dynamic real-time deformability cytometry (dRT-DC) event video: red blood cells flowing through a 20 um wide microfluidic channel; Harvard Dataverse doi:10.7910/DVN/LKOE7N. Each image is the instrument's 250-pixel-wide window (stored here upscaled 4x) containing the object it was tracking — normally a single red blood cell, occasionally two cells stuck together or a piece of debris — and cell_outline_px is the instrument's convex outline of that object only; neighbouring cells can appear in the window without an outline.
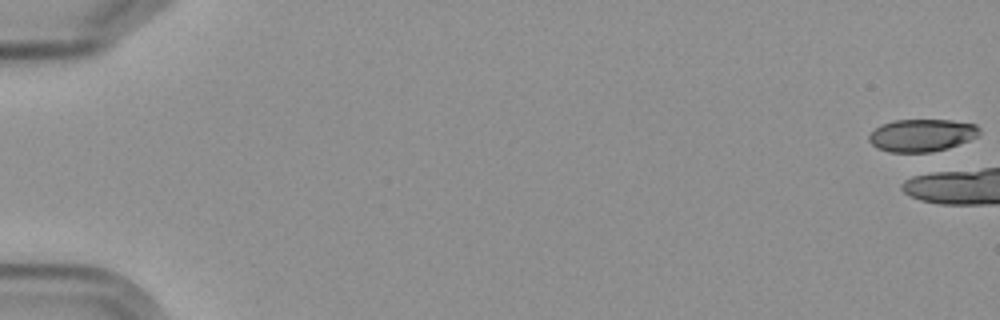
{"species": "Egyptian fruit bat (a non-hibernating species)", "species_latin": "Rousettus aegyptiacus", "temperature_condition": "cold", "stored_images_in_passage": 8, "camera_frame_rate_fps": 3000, "um_per_image_px": 0.085, "frame": {"image": 1, "passage_image": 1, "time_ms": 0.0, "image_size_px": [1000, 320], "cell_outline_px": [[980, 132], [976, 136], [968, 140], [948, 148], [932, 152], [888, 152], [876, 148], [868, 140], [868, 136], [876, 128], [884, 124], [896, 120], [948, 120], [976, 124], [980, 128]], "centroid_in_image_um": [78.34, 11.5], "position_along_channel_um": 6.7, "area_um2": 20.75}}
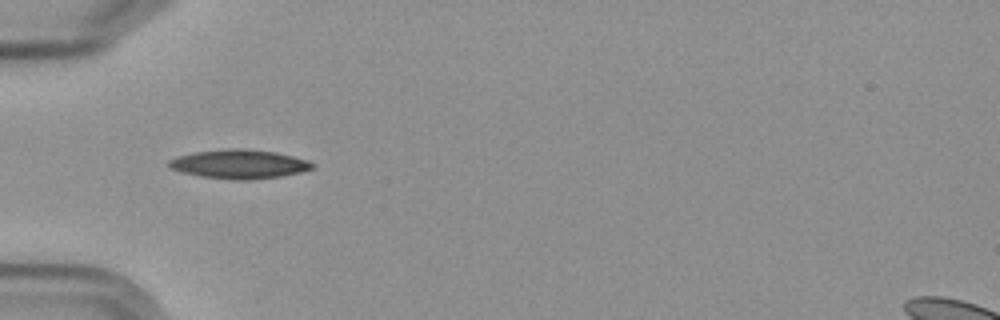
{"frame": {"image": 2, "passage_image": 7, "time_ms": 8.0, "image_size_px": [1000, 320], "cell_outline_px": [[316, 164], [312, 168], [300, 172], [280, 176], [248, 180], [236, 180], [200, 176], [184, 172], [172, 168], [168, 164], [168, 160], [176, 156], [192, 152], [224, 148], [244, 148], [276, 152], [308, 160]], "centroid_in_image_um": [20.33, 13.93], "position_along_channel_um": 64.7, "area_um2": 24.28}}
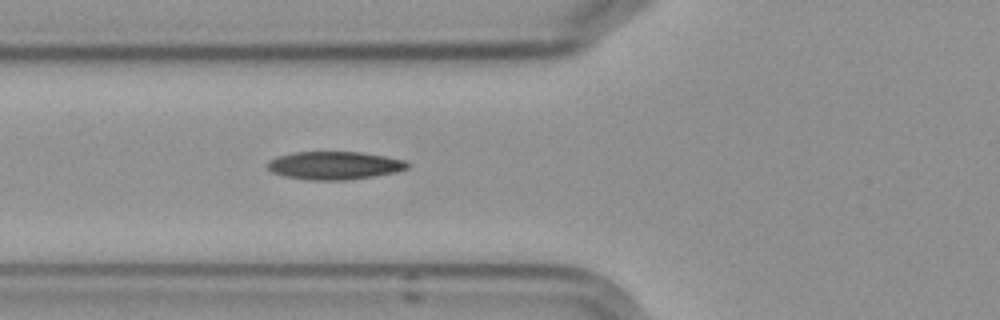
{"frame": {"image": 3, "passage_image": 8, "time_ms": 9.0, "image_size_px": [1000, 320], "cell_outline_px": [[408, 168], [396, 172], [376, 176], [348, 180], [304, 180], [284, 176], [272, 172], [268, 168], [268, 164], [272, 160], [280, 156], [296, 152], [360, 152], [384, 156], [404, 160], [408, 164]], "centroid_in_image_um": [28.45, 14.08], "position_along_channel_um": 97.3, "area_um2": 22.72}}